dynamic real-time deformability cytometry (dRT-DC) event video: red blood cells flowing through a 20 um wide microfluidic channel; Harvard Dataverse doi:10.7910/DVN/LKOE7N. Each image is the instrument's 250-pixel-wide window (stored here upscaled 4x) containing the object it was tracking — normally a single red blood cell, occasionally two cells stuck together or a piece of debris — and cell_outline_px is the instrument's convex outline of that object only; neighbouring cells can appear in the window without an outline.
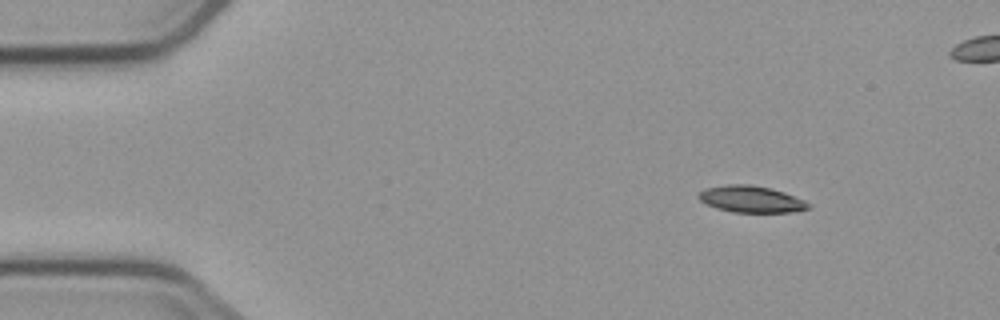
{"species": "common noctule bat (a hibernating species)", "species_latin": "Nyctalus noctula", "temperature_condition": "cold", "stored_images_in_passage": 5, "camera_frame_rate_fps": 3000, "um_per_image_px": 0.085, "animal": {"sex": "male", "body_mass_g": 23.1, "forearm_length_mm": 52.7}, "frame": {"image": 1, "passage_image": 1, "time_ms": 0.0, "image_size_px": [1000, 320], "cell_outline_px": [[812, 204], [808, 208], [792, 212], [732, 212], [716, 208], [700, 200], [696, 196], [704, 188], [728, 184], [752, 184], [784, 192], [804, 200]], "centroid_in_image_um": [63.83, 16.92], "position_along_channel_um": 21.2, "area_um2": 16.99}}
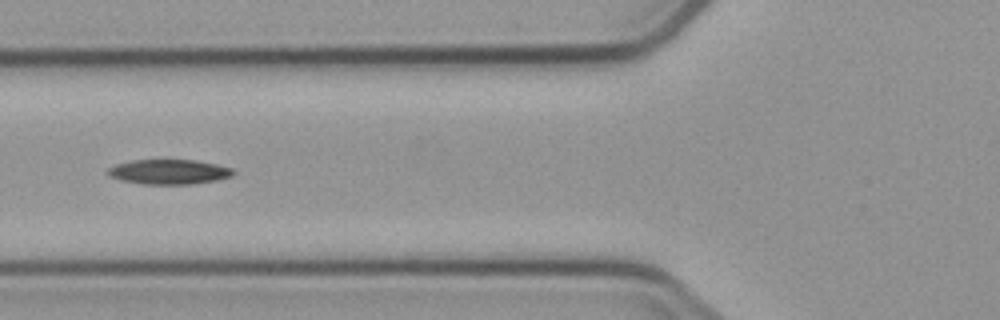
{"frame": {"image": 2, "passage_image": 5, "time_ms": 4.667, "image_size_px": [1000, 320], "cell_outline_px": [[236, 172], [232, 176], [216, 180], [192, 184], [144, 184], [120, 180], [108, 176], [108, 168], [116, 164], [132, 160], [196, 160], [216, 164], [232, 168]], "centroid_in_image_um": [14.37, 14.6], "position_along_channel_um": 111.4, "area_um2": 18.15}}